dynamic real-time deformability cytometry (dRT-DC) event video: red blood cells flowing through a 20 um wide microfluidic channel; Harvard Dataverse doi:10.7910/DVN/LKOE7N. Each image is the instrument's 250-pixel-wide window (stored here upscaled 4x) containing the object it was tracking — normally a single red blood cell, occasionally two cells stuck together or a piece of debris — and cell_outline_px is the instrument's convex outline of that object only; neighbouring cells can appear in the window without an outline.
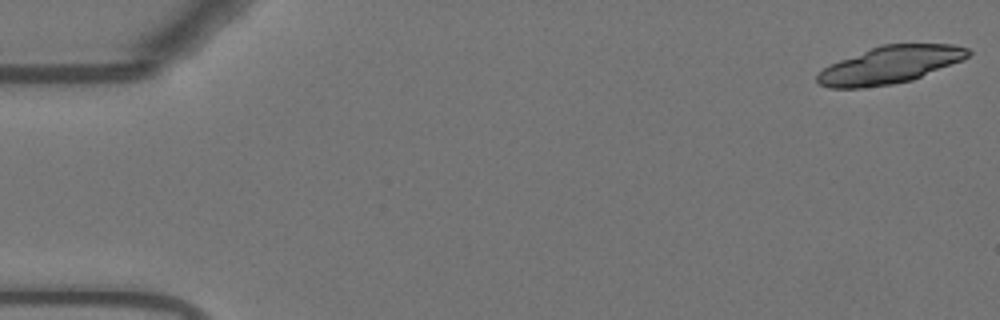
{"species": "Egyptian fruit bat (a non-hibernating species)", "species_latin": "Rousettus aegyptiacus", "temperature_condition": "warm", "stored_images_in_passage": 23, "camera_frame_rate_fps": 3000, "um_per_image_px": 0.085, "animal": {"sex": "female"}, "frame": {"image": 1, "passage_image": 1, "time_ms": 0.0, "image_size_px": [1000, 320], "cell_outline_px": [[972, 52], [964, 60], [912, 80], [892, 84], [860, 88], [828, 88], [820, 84], [816, 80], [816, 76], [824, 68], [840, 60], [872, 48], [884, 44], [952, 44], [968, 48]], "centroid_in_image_um": [75.69, 5.52], "position_along_channel_um": 9.3, "area_um2": 32.54}}